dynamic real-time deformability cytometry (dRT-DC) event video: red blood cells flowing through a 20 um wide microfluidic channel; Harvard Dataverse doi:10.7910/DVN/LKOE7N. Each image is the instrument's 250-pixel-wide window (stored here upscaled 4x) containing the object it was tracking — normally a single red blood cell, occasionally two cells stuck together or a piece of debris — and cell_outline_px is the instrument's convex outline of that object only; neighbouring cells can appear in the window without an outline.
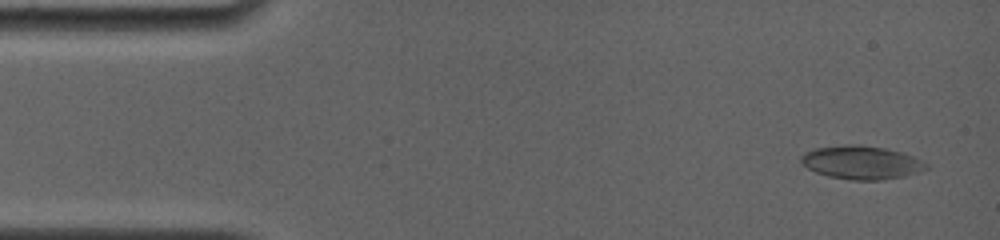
{"species": "common noctule bat (a hibernating species)", "species_latin": "Nyctalus noctula", "temperature_condition": "room temperature", "stored_images_in_passage": 34, "camera_frame_rate_fps": 4000, "um_per_image_px": 0.085, "animal": {"sex": "female", "body_mass_g": 19.0, "forearm_length_mm": 56.7}, "frame": {"image": 1, "passage_image": 2, "time_ms": 0.5, "image_size_px": [1000, 240], "cell_outline_px": [[928, 168], [920, 172], [904, 176], [880, 180], [852, 180], [828, 176], [816, 172], [808, 168], [800, 160], [800, 156], [804, 152], [816, 148], [844, 144], [860, 144], [884, 148], [904, 152], [928, 164]], "centroid_in_image_um": [73.23, 13.8], "position_along_channel_um": 11.8, "area_um2": 24.45}}
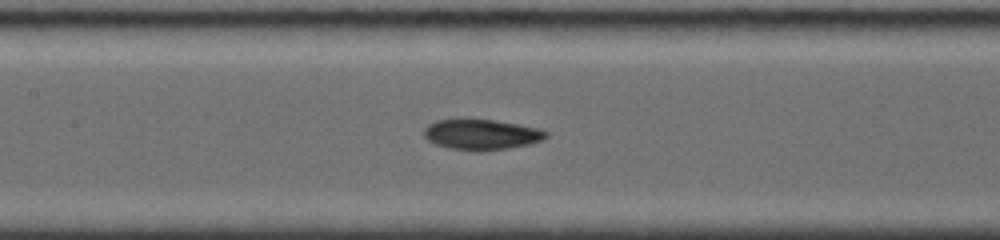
{"frame": {"image": 2, "passage_image": 16, "time_ms": 7.25, "image_size_px": [1000, 240], "cell_outline_px": [[548, 136], [540, 140], [528, 144], [508, 148], [480, 152], [476, 152], [448, 148], [436, 144], [428, 140], [424, 136], [424, 128], [428, 124], [436, 120], [468, 116], [496, 120], [536, 128], [548, 132]], "centroid_in_image_um": [40.84, 11.4], "position_along_channel_um": 166.6, "area_um2": 22.37}}
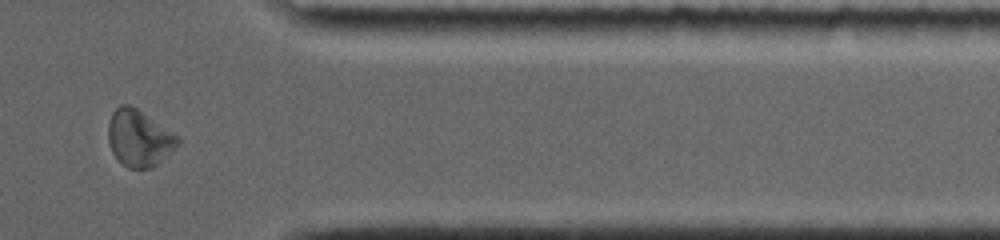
{"frame": {"image": 3, "passage_image": 29, "time_ms": 13.5, "image_size_px": [1000, 240], "cell_outline_px": [[180, 144], [152, 168], [128, 168], [112, 152], [108, 140], [108, 124], [112, 112], [120, 104], [128, 104], [136, 108], [180, 136]], "centroid_in_image_um": [11.83, 11.73], "position_along_channel_um": 399.6, "area_um2": 22.83}, "authors_computed_cell_mechanics": {"area_um2": 22.4553, "velocity_mm_per_s": 3.8048, "shape_relaxation_time_tau1_ms": 4.8016, "shape_relaxation_time_tau2_ms": 6.0312, "deformation_change_tau1": 0.1469, "deformation_change_tau2": 0.1167}}